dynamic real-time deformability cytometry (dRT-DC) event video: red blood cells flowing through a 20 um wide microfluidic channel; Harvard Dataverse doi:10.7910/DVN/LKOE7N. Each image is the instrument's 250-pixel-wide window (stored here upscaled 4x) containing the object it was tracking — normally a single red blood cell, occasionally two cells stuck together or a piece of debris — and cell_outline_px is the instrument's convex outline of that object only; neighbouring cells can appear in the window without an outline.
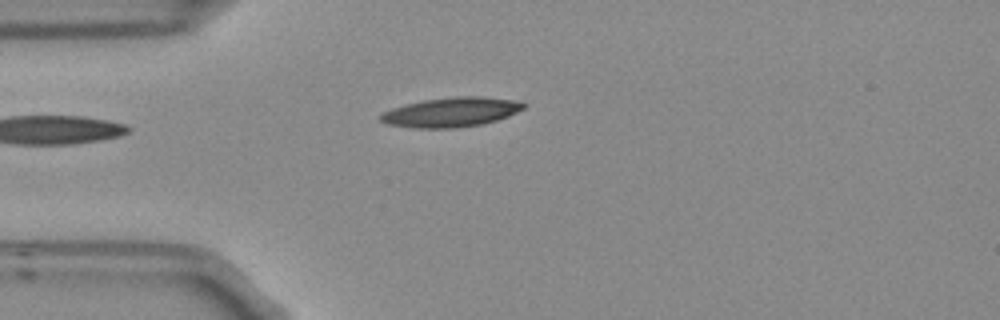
{"species": "Egyptian fruit bat (a non-hibernating species)", "species_latin": "Rousettus aegyptiacus", "temperature_condition": "room temperature", "stored_images_in_passage": 4, "camera_frame_rate_fps": 3000, "um_per_image_px": 0.085, "frame": {"image": 1, "passage_image": 4, "time_ms": 1.0, "image_size_px": [1000, 320], "cell_outline_px": [[524, 108], [508, 116], [496, 120], [480, 124], [456, 128], [412, 128], [388, 124], [380, 120], [380, 116], [384, 112], [392, 108], [404, 104], [424, 100], [456, 96], [480, 96], [520, 100], [524, 104]], "centroid_in_image_um": [38.35, 9.53], "position_along_channel_um": 46.6, "area_um2": 24.57}}